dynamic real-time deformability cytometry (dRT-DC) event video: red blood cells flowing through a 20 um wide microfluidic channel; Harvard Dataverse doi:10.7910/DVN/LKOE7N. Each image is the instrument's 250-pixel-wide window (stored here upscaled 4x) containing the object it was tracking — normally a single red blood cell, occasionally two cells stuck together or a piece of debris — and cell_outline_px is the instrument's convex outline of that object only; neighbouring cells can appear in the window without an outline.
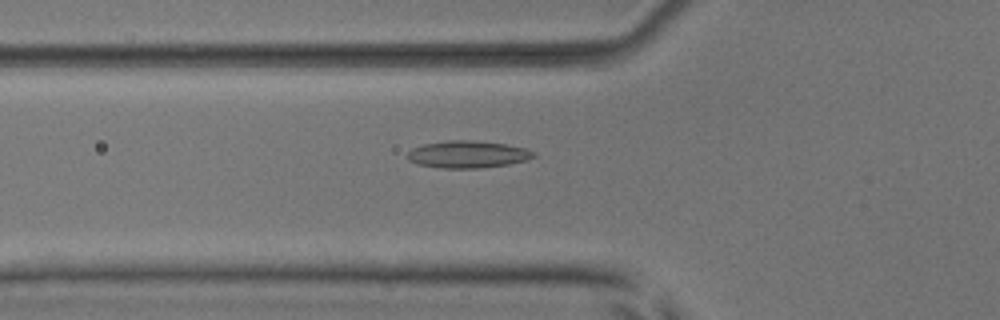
{"species": "common noctule bat (a hibernating species)", "species_latin": "Nyctalus noctula", "temperature_condition": "room temperature", "stored_images_in_passage": 43, "camera_frame_rate_fps": 3000, "um_per_image_px": 0.085, "animal": {"sex": "male", "body_mass_g": 17.9, "forearm_length_mm": 54.2}, "frame": {"image": 1, "passage_image": 10, "time_ms": 3.0, "image_size_px": [1000, 320], "cell_outline_px": [[536, 156], [528, 160], [508, 164], [480, 168], [440, 168], [416, 164], [408, 160], [408, 152], [412, 148], [424, 144], [448, 140], [472, 140], [504, 144], [528, 148], [536, 152]], "centroid_in_image_um": [39.78, 13.12], "position_along_channel_um": 86.0, "area_um2": 20.11}}
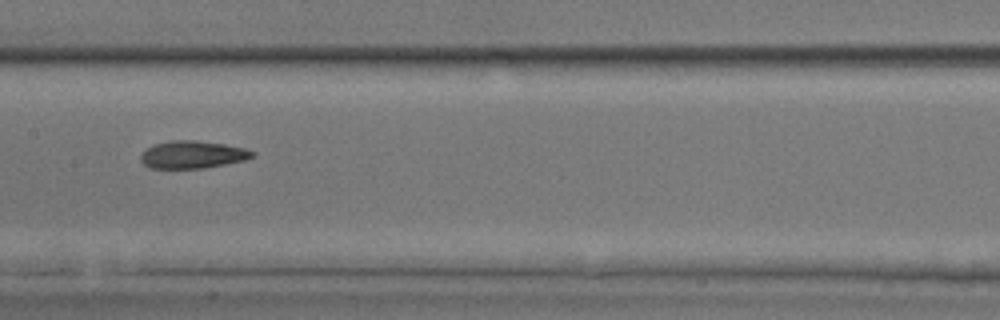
{"frame": {"image": 2, "passage_image": 18, "time_ms": 5.667, "image_size_px": [1000, 320], "cell_outline_px": [[256, 156], [244, 160], [204, 168], [148, 168], [140, 160], [140, 156], [148, 148], [156, 144], [172, 140], [196, 140], [224, 144], [244, 148], [256, 152]], "centroid_in_image_um": [16.39, 13.14], "position_along_channel_um": 191.0, "area_um2": 17.8}}
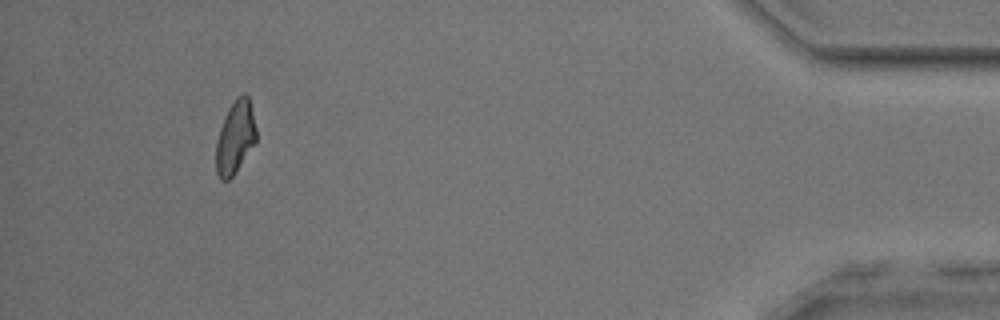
{"frame": {"image": 3, "passage_image": 40, "time_ms": 13.0, "image_size_px": [1000, 320], "cell_outline_px": [[256, 144], [236, 172], [228, 180], [220, 180], [216, 172], [216, 140], [224, 116], [228, 108], [244, 92], [248, 96], [252, 108], [256, 128]], "centroid_in_image_um": [20.0, 11.71], "position_along_channel_um": 415.2, "area_um2": 17.22}, "authors_computed_cell_mechanics": {"area_um2": 18.0914, "velocity_mm_per_s": 3.9324, "shape_relaxation_time_tau1_ms": 7.2172, "shape_relaxation_time_tau2_ms": 2.7139, "deformation_change_tau1": 0.177, "deformation_change_tau2": 0.0844}}